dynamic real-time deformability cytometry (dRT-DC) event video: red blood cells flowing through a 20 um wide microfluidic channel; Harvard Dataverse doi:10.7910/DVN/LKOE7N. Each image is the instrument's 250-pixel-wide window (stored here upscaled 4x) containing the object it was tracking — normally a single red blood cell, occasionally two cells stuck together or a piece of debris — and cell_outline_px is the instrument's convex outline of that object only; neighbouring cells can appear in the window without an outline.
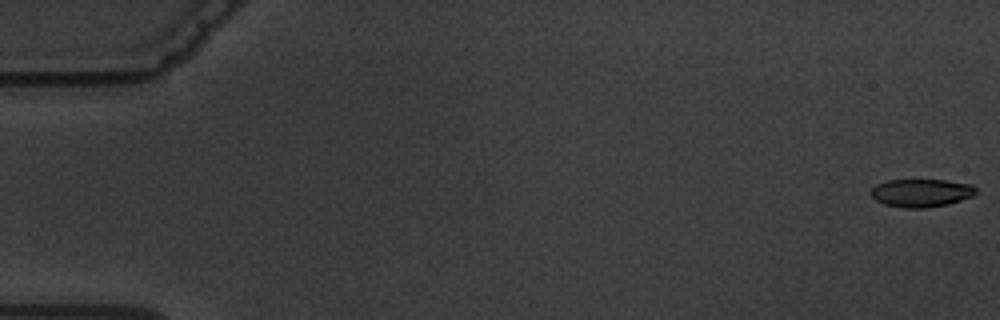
{"species": "common noctule bat (a hibernating species)", "species_latin": "Nyctalus noctula", "temperature_condition": "warm", "stored_images_in_passage": 6, "camera_frame_rate_fps": 3000, "um_per_image_px": 0.085, "animal": {"sex": "male", "body_mass_g": 19.5, "forearm_length_mm": 54.6}, "frame": {"image": 1, "passage_image": 1, "time_ms": 0.0, "image_size_px": [1000, 320], "cell_outline_px": [[976, 192], [972, 196], [948, 204], [924, 208], [904, 208], [884, 204], [876, 200], [868, 192], [876, 184], [888, 180], [948, 180], [972, 184], [976, 188]], "centroid_in_image_um": [78.29, 16.39], "position_along_channel_um": 6.7, "area_um2": 17.22}}
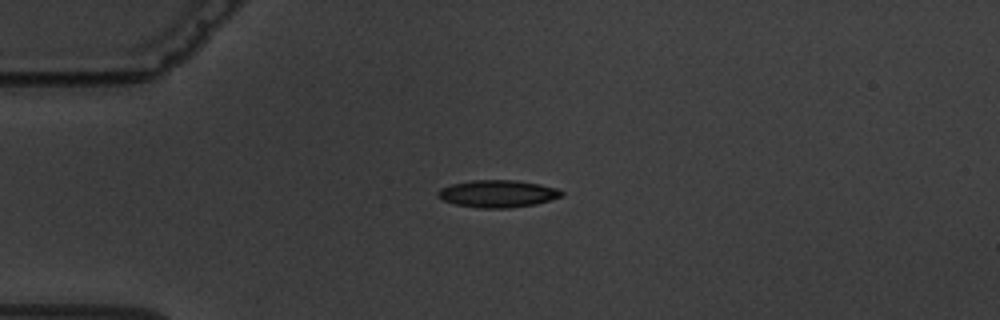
{"frame": {"image": 2, "passage_image": 5, "time_ms": 4.667, "image_size_px": [1000, 320], "cell_outline_px": [[564, 196], [536, 204], [508, 208], [484, 208], [456, 204], [444, 200], [436, 196], [436, 192], [440, 188], [452, 184], [472, 180], [516, 180], [540, 184], [556, 188], [564, 192]], "centroid_in_image_um": [42.32, 16.46], "position_along_channel_um": 42.7, "area_um2": 19.65}}